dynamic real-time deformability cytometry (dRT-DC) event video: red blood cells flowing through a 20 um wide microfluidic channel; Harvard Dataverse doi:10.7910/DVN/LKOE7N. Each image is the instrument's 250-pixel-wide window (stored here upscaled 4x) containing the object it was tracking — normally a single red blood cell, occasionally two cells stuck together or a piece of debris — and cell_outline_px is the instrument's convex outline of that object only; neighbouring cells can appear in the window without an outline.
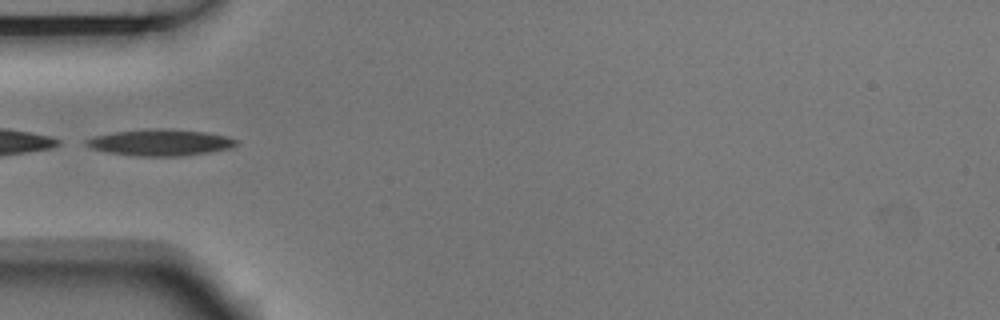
{"species": "Egyptian fruit bat (a non-hibernating species)", "species_latin": "Rousettus aegyptiacus", "temperature_condition": "room temperature", "stored_images_in_passage": 7, "camera_frame_rate_fps": 3000, "um_per_image_px": 0.085, "animal": {"sex": "male"}, "frame": {"image": 1, "passage_image": 4, "time_ms": 1.0, "image_size_px": [1000, 320], "cell_outline_px": [[236, 144], [232, 148], [208, 152], [180, 156], [136, 156], [108, 152], [92, 148], [84, 144], [84, 140], [92, 136], [116, 132], [148, 128], [164, 128], [204, 132], [228, 136], [236, 140]], "centroid_in_image_um": [13.59, 12.1], "position_along_channel_um": 71.4, "area_um2": 23.06}}
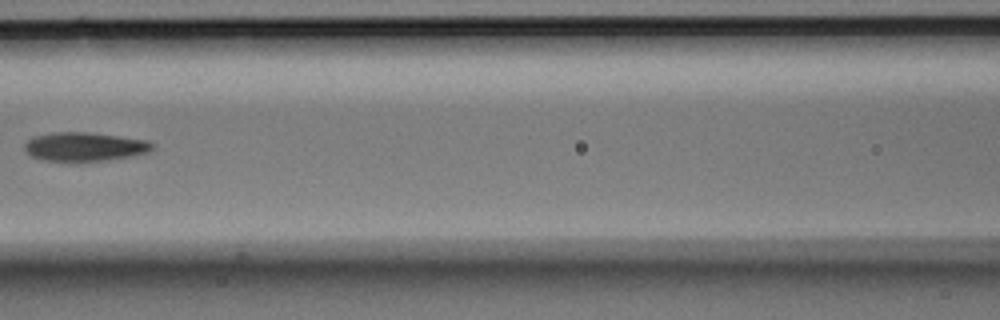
{"frame": {"image": 2, "passage_image": 6, "time_ms": 1.667, "image_size_px": [1000, 320], "cell_outline_px": [[156, 144], [148, 152], [132, 156], [108, 160], [76, 164], [44, 160], [32, 156], [24, 148], [24, 144], [32, 136], [52, 132], [88, 132], [120, 136], [148, 140]], "centroid_in_image_um": [7.19, 12.5], "position_along_channel_um": 159.4, "area_um2": 22.25}}
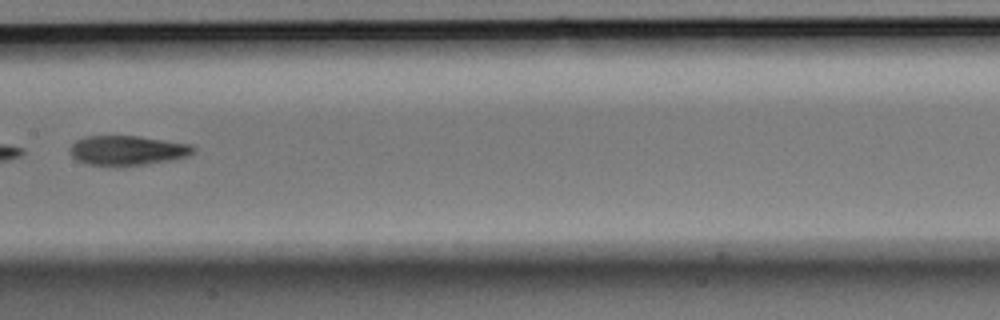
{"frame": {"image": 3, "passage_image": 7, "time_ms": 2.0, "image_size_px": [1000, 320], "cell_outline_px": [[196, 152], [172, 160], [116, 168], [88, 164], [76, 160], [68, 152], [68, 148], [76, 140], [88, 136], [140, 136], [192, 144], [196, 148]], "centroid_in_image_um": [10.8, 12.8], "position_along_channel_um": 196.6, "area_um2": 21.85}}